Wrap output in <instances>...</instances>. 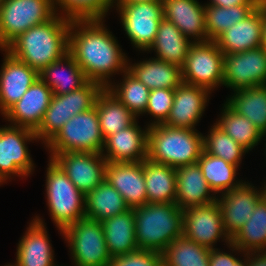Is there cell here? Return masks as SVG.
<instances>
[{
  "label": "cell",
  "instance_id": "cell-1",
  "mask_svg": "<svg viewBox=\"0 0 266 266\" xmlns=\"http://www.w3.org/2000/svg\"><path fill=\"white\" fill-rule=\"evenodd\" d=\"M103 22L104 19L71 20L69 53L88 81L107 88L113 74L127 70L128 58Z\"/></svg>",
  "mask_w": 266,
  "mask_h": 266
},
{
  "label": "cell",
  "instance_id": "cell-2",
  "mask_svg": "<svg viewBox=\"0 0 266 266\" xmlns=\"http://www.w3.org/2000/svg\"><path fill=\"white\" fill-rule=\"evenodd\" d=\"M71 19L56 13L14 39L5 50L14 58L40 72L69 52Z\"/></svg>",
  "mask_w": 266,
  "mask_h": 266
},
{
  "label": "cell",
  "instance_id": "cell-3",
  "mask_svg": "<svg viewBox=\"0 0 266 266\" xmlns=\"http://www.w3.org/2000/svg\"><path fill=\"white\" fill-rule=\"evenodd\" d=\"M135 238L140 250L162 253L183 236V210L176 203H146L133 209Z\"/></svg>",
  "mask_w": 266,
  "mask_h": 266
},
{
  "label": "cell",
  "instance_id": "cell-4",
  "mask_svg": "<svg viewBox=\"0 0 266 266\" xmlns=\"http://www.w3.org/2000/svg\"><path fill=\"white\" fill-rule=\"evenodd\" d=\"M148 127V159L173 168L197 163L203 151L202 133L164 124Z\"/></svg>",
  "mask_w": 266,
  "mask_h": 266
},
{
  "label": "cell",
  "instance_id": "cell-5",
  "mask_svg": "<svg viewBox=\"0 0 266 266\" xmlns=\"http://www.w3.org/2000/svg\"><path fill=\"white\" fill-rule=\"evenodd\" d=\"M46 199L52 221L61 233L85 218V194L51 158L46 172Z\"/></svg>",
  "mask_w": 266,
  "mask_h": 266
},
{
  "label": "cell",
  "instance_id": "cell-6",
  "mask_svg": "<svg viewBox=\"0 0 266 266\" xmlns=\"http://www.w3.org/2000/svg\"><path fill=\"white\" fill-rule=\"evenodd\" d=\"M103 89L100 83L87 81L77 90L53 95L39 127L34 131L37 138L46 145L73 116L93 108Z\"/></svg>",
  "mask_w": 266,
  "mask_h": 266
},
{
  "label": "cell",
  "instance_id": "cell-7",
  "mask_svg": "<svg viewBox=\"0 0 266 266\" xmlns=\"http://www.w3.org/2000/svg\"><path fill=\"white\" fill-rule=\"evenodd\" d=\"M96 105L78 113L66 122L45 145L49 153L90 152L101 154L104 149Z\"/></svg>",
  "mask_w": 266,
  "mask_h": 266
},
{
  "label": "cell",
  "instance_id": "cell-8",
  "mask_svg": "<svg viewBox=\"0 0 266 266\" xmlns=\"http://www.w3.org/2000/svg\"><path fill=\"white\" fill-rule=\"evenodd\" d=\"M55 14L53 0H0V48Z\"/></svg>",
  "mask_w": 266,
  "mask_h": 266
},
{
  "label": "cell",
  "instance_id": "cell-9",
  "mask_svg": "<svg viewBox=\"0 0 266 266\" xmlns=\"http://www.w3.org/2000/svg\"><path fill=\"white\" fill-rule=\"evenodd\" d=\"M70 246L74 266H108L111 256L107 249L102 224L83 218L62 231Z\"/></svg>",
  "mask_w": 266,
  "mask_h": 266
},
{
  "label": "cell",
  "instance_id": "cell-10",
  "mask_svg": "<svg viewBox=\"0 0 266 266\" xmlns=\"http://www.w3.org/2000/svg\"><path fill=\"white\" fill-rule=\"evenodd\" d=\"M183 83L213 91L223 85L224 53L215 41L193 42L181 68Z\"/></svg>",
  "mask_w": 266,
  "mask_h": 266
},
{
  "label": "cell",
  "instance_id": "cell-11",
  "mask_svg": "<svg viewBox=\"0 0 266 266\" xmlns=\"http://www.w3.org/2000/svg\"><path fill=\"white\" fill-rule=\"evenodd\" d=\"M38 140L29 128L9 125L0 127V185L12 175L26 177L32 174L34 162L27 141Z\"/></svg>",
  "mask_w": 266,
  "mask_h": 266
},
{
  "label": "cell",
  "instance_id": "cell-12",
  "mask_svg": "<svg viewBox=\"0 0 266 266\" xmlns=\"http://www.w3.org/2000/svg\"><path fill=\"white\" fill-rule=\"evenodd\" d=\"M125 33L139 51H148L155 41L158 25L163 18L160 2H138L116 7Z\"/></svg>",
  "mask_w": 266,
  "mask_h": 266
},
{
  "label": "cell",
  "instance_id": "cell-13",
  "mask_svg": "<svg viewBox=\"0 0 266 266\" xmlns=\"http://www.w3.org/2000/svg\"><path fill=\"white\" fill-rule=\"evenodd\" d=\"M183 236L208 249L220 238L228 245L231 237L225 230L218 202L183 210Z\"/></svg>",
  "mask_w": 266,
  "mask_h": 266
},
{
  "label": "cell",
  "instance_id": "cell-14",
  "mask_svg": "<svg viewBox=\"0 0 266 266\" xmlns=\"http://www.w3.org/2000/svg\"><path fill=\"white\" fill-rule=\"evenodd\" d=\"M266 85V50L260 46L224 54L223 86L233 91Z\"/></svg>",
  "mask_w": 266,
  "mask_h": 266
},
{
  "label": "cell",
  "instance_id": "cell-15",
  "mask_svg": "<svg viewBox=\"0 0 266 266\" xmlns=\"http://www.w3.org/2000/svg\"><path fill=\"white\" fill-rule=\"evenodd\" d=\"M71 182L84 194L94 190L105 179L106 159L99 153H51Z\"/></svg>",
  "mask_w": 266,
  "mask_h": 266
},
{
  "label": "cell",
  "instance_id": "cell-16",
  "mask_svg": "<svg viewBox=\"0 0 266 266\" xmlns=\"http://www.w3.org/2000/svg\"><path fill=\"white\" fill-rule=\"evenodd\" d=\"M0 70V112L3 116L39 78V72L14 58L5 49Z\"/></svg>",
  "mask_w": 266,
  "mask_h": 266
},
{
  "label": "cell",
  "instance_id": "cell-17",
  "mask_svg": "<svg viewBox=\"0 0 266 266\" xmlns=\"http://www.w3.org/2000/svg\"><path fill=\"white\" fill-rule=\"evenodd\" d=\"M210 93L203 87L182 82L174 89V102L163 124L172 128L196 129L209 102Z\"/></svg>",
  "mask_w": 266,
  "mask_h": 266
},
{
  "label": "cell",
  "instance_id": "cell-18",
  "mask_svg": "<svg viewBox=\"0 0 266 266\" xmlns=\"http://www.w3.org/2000/svg\"><path fill=\"white\" fill-rule=\"evenodd\" d=\"M261 197V190L244 181L238 188L221 194L217 199L225 230L231 238L252 216Z\"/></svg>",
  "mask_w": 266,
  "mask_h": 266
},
{
  "label": "cell",
  "instance_id": "cell-19",
  "mask_svg": "<svg viewBox=\"0 0 266 266\" xmlns=\"http://www.w3.org/2000/svg\"><path fill=\"white\" fill-rule=\"evenodd\" d=\"M53 92L38 78L3 116L10 125L29 128L35 131L50 105Z\"/></svg>",
  "mask_w": 266,
  "mask_h": 266
},
{
  "label": "cell",
  "instance_id": "cell-20",
  "mask_svg": "<svg viewBox=\"0 0 266 266\" xmlns=\"http://www.w3.org/2000/svg\"><path fill=\"white\" fill-rule=\"evenodd\" d=\"M105 179L120 193L130 209L147 203L142 162H107Z\"/></svg>",
  "mask_w": 266,
  "mask_h": 266
},
{
  "label": "cell",
  "instance_id": "cell-21",
  "mask_svg": "<svg viewBox=\"0 0 266 266\" xmlns=\"http://www.w3.org/2000/svg\"><path fill=\"white\" fill-rule=\"evenodd\" d=\"M148 129H141L137 121L110 135L104 142L101 154L107 162H142L147 158Z\"/></svg>",
  "mask_w": 266,
  "mask_h": 266
},
{
  "label": "cell",
  "instance_id": "cell-22",
  "mask_svg": "<svg viewBox=\"0 0 266 266\" xmlns=\"http://www.w3.org/2000/svg\"><path fill=\"white\" fill-rule=\"evenodd\" d=\"M264 5L261 2L246 18L229 27L216 40L224 54L239 53L261 46Z\"/></svg>",
  "mask_w": 266,
  "mask_h": 266
},
{
  "label": "cell",
  "instance_id": "cell-23",
  "mask_svg": "<svg viewBox=\"0 0 266 266\" xmlns=\"http://www.w3.org/2000/svg\"><path fill=\"white\" fill-rule=\"evenodd\" d=\"M45 223L36 216L17 246L14 266H59L54 263V250Z\"/></svg>",
  "mask_w": 266,
  "mask_h": 266
},
{
  "label": "cell",
  "instance_id": "cell-24",
  "mask_svg": "<svg viewBox=\"0 0 266 266\" xmlns=\"http://www.w3.org/2000/svg\"><path fill=\"white\" fill-rule=\"evenodd\" d=\"M162 4L163 17L176 25L184 36L193 42L208 41L205 4L197 0H163Z\"/></svg>",
  "mask_w": 266,
  "mask_h": 266
},
{
  "label": "cell",
  "instance_id": "cell-25",
  "mask_svg": "<svg viewBox=\"0 0 266 266\" xmlns=\"http://www.w3.org/2000/svg\"><path fill=\"white\" fill-rule=\"evenodd\" d=\"M176 204L184 210L217 201L198 163L176 168Z\"/></svg>",
  "mask_w": 266,
  "mask_h": 266
},
{
  "label": "cell",
  "instance_id": "cell-26",
  "mask_svg": "<svg viewBox=\"0 0 266 266\" xmlns=\"http://www.w3.org/2000/svg\"><path fill=\"white\" fill-rule=\"evenodd\" d=\"M100 223L111 258L139 250L135 238L133 209L106 218Z\"/></svg>",
  "mask_w": 266,
  "mask_h": 266
},
{
  "label": "cell",
  "instance_id": "cell-27",
  "mask_svg": "<svg viewBox=\"0 0 266 266\" xmlns=\"http://www.w3.org/2000/svg\"><path fill=\"white\" fill-rule=\"evenodd\" d=\"M39 78L50 87L53 95H62L77 90L88 81L83 70L69 52L44 67L39 72Z\"/></svg>",
  "mask_w": 266,
  "mask_h": 266
},
{
  "label": "cell",
  "instance_id": "cell-28",
  "mask_svg": "<svg viewBox=\"0 0 266 266\" xmlns=\"http://www.w3.org/2000/svg\"><path fill=\"white\" fill-rule=\"evenodd\" d=\"M192 43L176 25L163 17L158 25L155 41L148 51L154 50L157 59L182 68Z\"/></svg>",
  "mask_w": 266,
  "mask_h": 266
},
{
  "label": "cell",
  "instance_id": "cell-29",
  "mask_svg": "<svg viewBox=\"0 0 266 266\" xmlns=\"http://www.w3.org/2000/svg\"><path fill=\"white\" fill-rule=\"evenodd\" d=\"M127 70L150 90L175 89L183 82L180 67L155 57L128 63Z\"/></svg>",
  "mask_w": 266,
  "mask_h": 266
},
{
  "label": "cell",
  "instance_id": "cell-30",
  "mask_svg": "<svg viewBox=\"0 0 266 266\" xmlns=\"http://www.w3.org/2000/svg\"><path fill=\"white\" fill-rule=\"evenodd\" d=\"M147 203L176 202V168L146 158L143 161Z\"/></svg>",
  "mask_w": 266,
  "mask_h": 266
},
{
  "label": "cell",
  "instance_id": "cell-31",
  "mask_svg": "<svg viewBox=\"0 0 266 266\" xmlns=\"http://www.w3.org/2000/svg\"><path fill=\"white\" fill-rule=\"evenodd\" d=\"M227 246L238 253L266 251V200L263 197L257 202L252 216Z\"/></svg>",
  "mask_w": 266,
  "mask_h": 266
},
{
  "label": "cell",
  "instance_id": "cell-32",
  "mask_svg": "<svg viewBox=\"0 0 266 266\" xmlns=\"http://www.w3.org/2000/svg\"><path fill=\"white\" fill-rule=\"evenodd\" d=\"M95 105L104 140L137 121V116L106 88L97 96Z\"/></svg>",
  "mask_w": 266,
  "mask_h": 266
},
{
  "label": "cell",
  "instance_id": "cell-33",
  "mask_svg": "<svg viewBox=\"0 0 266 266\" xmlns=\"http://www.w3.org/2000/svg\"><path fill=\"white\" fill-rule=\"evenodd\" d=\"M129 209L120 193L106 179L85 194L86 218L101 222Z\"/></svg>",
  "mask_w": 266,
  "mask_h": 266
},
{
  "label": "cell",
  "instance_id": "cell-34",
  "mask_svg": "<svg viewBox=\"0 0 266 266\" xmlns=\"http://www.w3.org/2000/svg\"><path fill=\"white\" fill-rule=\"evenodd\" d=\"M233 92L226 103L249 119L260 133L266 134V85L241 88Z\"/></svg>",
  "mask_w": 266,
  "mask_h": 266
},
{
  "label": "cell",
  "instance_id": "cell-35",
  "mask_svg": "<svg viewBox=\"0 0 266 266\" xmlns=\"http://www.w3.org/2000/svg\"><path fill=\"white\" fill-rule=\"evenodd\" d=\"M197 163L215 195L224 194L231 189L238 188L243 183V180L239 181V179L235 182L238 167L220 157L202 151Z\"/></svg>",
  "mask_w": 266,
  "mask_h": 266
},
{
  "label": "cell",
  "instance_id": "cell-36",
  "mask_svg": "<svg viewBox=\"0 0 266 266\" xmlns=\"http://www.w3.org/2000/svg\"><path fill=\"white\" fill-rule=\"evenodd\" d=\"M217 124L235 142L247 151H251L263 139V134L246 117L234 111L226 102Z\"/></svg>",
  "mask_w": 266,
  "mask_h": 266
},
{
  "label": "cell",
  "instance_id": "cell-37",
  "mask_svg": "<svg viewBox=\"0 0 266 266\" xmlns=\"http://www.w3.org/2000/svg\"><path fill=\"white\" fill-rule=\"evenodd\" d=\"M210 249L184 236L176 238L162 252L163 266H209Z\"/></svg>",
  "mask_w": 266,
  "mask_h": 266
},
{
  "label": "cell",
  "instance_id": "cell-38",
  "mask_svg": "<svg viewBox=\"0 0 266 266\" xmlns=\"http://www.w3.org/2000/svg\"><path fill=\"white\" fill-rule=\"evenodd\" d=\"M258 5H239L228 8L205 5V27L208 41H215L229 27L246 18Z\"/></svg>",
  "mask_w": 266,
  "mask_h": 266
},
{
  "label": "cell",
  "instance_id": "cell-39",
  "mask_svg": "<svg viewBox=\"0 0 266 266\" xmlns=\"http://www.w3.org/2000/svg\"><path fill=\"white\" fill-rule=\"evenodd\" d=\"M122 82L111 83L106 89L111 92L135 116L143 115L146 111L150 89L133 76L128 70L123 72ZM114 84V85H112Z\"/></svg>",
  "mask_w": 266,
  "mask_h": 266
},
{
  "label": "cell",
  "instance_id": "cell-40",
  "mask_svg": "<svg viewBox=\"0 0 266 266\" xmlns=\"http://www.w3.org/2000/svg\"><path fill=\"white\" fill-rule=\"evenodd\" d=\"M208 134L207 136L203 135V151L239 167L243 155L248 151L215 123Z\"/></svg>",
  "mask_w": 266,
  "mask_h": 266
},
{
  "label": "cell",
  "instance_id": "cell-41",
  "mask_svg": "<svg viewBox=\"0 0 266 266\" xmlns=\"http://www.w3.org/2000/svg\"><path fill=\"white\" fill-rule=\"evenodd\" d=\"M113 4V0H53L56 13L71 20L103 19Z\"/></svg>",
  "mask_w": 266,
  "mask_h": 266
},
{
  "label": "cell",
  "instance_id": "cell-42",
  "mask_svg": "<svg viewBox=\"0 0 266 266\" xmlns=\"http://www.w3.org/2000/svg\"><path fill=\"white\" fill-rule=\"evenodd\" d=\"M174 102V89L159 88L150 91L146 114L154 117L149 125L163 124L169 114Z\"/></svg>",
  "mask_w": 266,
  "mask_h": 266
},
{
  "label": "cell",
  "instance_id": "cell-43",
  "mask_svg": "<svg viewBox=\"0 0 266 266\" xmlns=\"http://www.w3.org/2000/svg\"><path fill=\"white\" fill-rule=\"evenodd\" d=\"M108 266H163L162 253L152 250H137L113 257Z\"/></svg>",
  "mask_w": 266,
  "mask_h": 266
},
{
  "label": "cell",
  "instance_id": "cell-44",
  "mask_svg": "<svg viewBox=\"0 0 266 266\" xmlns=\"http://www.w3.org/2000/svg\"><path fill=\"white\" fill-rule=\"evenodd\" d=\"M238 260L239 258L230 253L221 252L218 248L210 249L209 266H231V261Z\"/></svg>",
  "mask_w": 266,
  "mask_h": 266
},
{
  "label": "cell",
  "instance_id": "cell-45",
  "mask_svg": "<svg viewBox=\"0 0 266 266\" xmlns=\"http://www.w3.org/2000/svg\"><path fill=\"white\" fill-rule=\"evenodd\" d=\"M261 0H210L209 4L211 6H220V7H231L239 5H259Z\"/></svg>",
  "mask_w": 266,
  "mask_h": 266
},
{
  "label": "cell",
  "instance_id": "cell-46",
  "mask_svg": "<svg viewBox=\"0 0 266 266\" xmlns=\"http://www.w3.org/2000/svg\"><path fill=\"white\" fill-rule=\"evenodd\" d=\"M248 266H266V251L248 252Z\"/></svg>",
  "mask_w": 266,
  "mask_h": 266
},
{
  "label": "cell",
  "instance_id": "cell-47",
  "mask_svg": "<svg viewBox=\"0 0 266 266\" xmlns=\"http://www.w3.org/2000/svg\"><path fill=\"white\" fill-rule=\"evenodd\" d=\"M138 2H160L163 3V0H113V5L119 7L122 4L138 3ZM117 4V5H116Z\"/></svg>",
  "mask_w": 266,
  "mask_h": 266
},
{
  "label": "cell",
  "instance_id": "cell-48",
  "mask_svg": "<svg viewBox=\"0 0 266 266\" xmlns=\"http://www.w3.org/2000/svg\"><path fill=\"white\" fill-rule=\"evenodd\" d=\"M261 46L266 50V8L265 6H264V21H263Z\"/></svg>",
  "mask_w": 266,
  "mask_h": 266
},
{
  "label": "cell",
  "instance_id": "cell-49",
  "mask_svg": "<svg viewBox=\"0 0 266 266\" xmlns=\"http://www.w3.org/2000/svg\"><path fill=\"white\" fill-rule=\"evenodd\" d=\"M244 255V260L239 259L238 261H231V266H248V253H244Z\"/></svg>",
  "mask_w": 266,
  "mask_h": 266
},
{
  "label": "cell",
  "instance_id": "cell-50",
  "mask_svg": "<svg viewBox=\"0 0 266 266\" xmlns=\"http://www.w3.org/2000/svg\"><path fill=\"white\" fill-rule=\"evenodd\" d=\"M260 189H262L261 190L262 191V197L266 200V184L264 185L263 188H260Z\"/></svg>",
  "mask_w": 266,
  "mask_h": 266
},
{
  "label": "cell",
  "instance_id": "cell-51",
  "mask_svg": "<svg viewBox=\"0 0 266 266\" xmlns=\"http://www.w3.org/2000/svg\"><path fill=\"white\" fill-rule=\"evenodd\" d=\"M261 2L263 3V5H264L265 8H266V0H261Z\"/></svg>",
  "mask_w": 266,
  "mask_h": 266
},
{
  "label": "cell",
  "instance_id": "cell-52",
  "mask_svg": "<svg viewBox=\"0 0 266 266\" xmlns=\"http://www.w3.org/2000/svg\"><path fill=\"white\" fill-rule=\"evenodd\" d=\"M4 266H14V264H10V263H9L8 265H4Z\"/></svg>",
  "mask_w": 266,
  "mask_h": 266
}]
</instances>
